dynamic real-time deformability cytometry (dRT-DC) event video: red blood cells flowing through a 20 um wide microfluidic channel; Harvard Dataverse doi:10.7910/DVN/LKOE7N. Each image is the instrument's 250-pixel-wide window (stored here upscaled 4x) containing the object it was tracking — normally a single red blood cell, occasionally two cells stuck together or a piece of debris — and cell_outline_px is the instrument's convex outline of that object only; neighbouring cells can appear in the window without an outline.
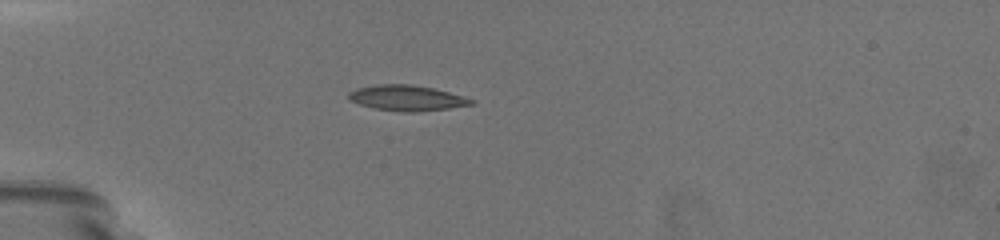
{"species": "common noctule bat (a hibernating species)", "species_latin": "Nyctalus noctula", "temperature_condition": "warm", "stored_images_in_passage": 29, "camera_frame_rate_fps": 3000, "um_per_image_px": 0.085, "animal": {"sex": "female", "body_mass_g": 19.5, "forearm_length_mm": 54.1}, "frame": {"image": 1, "passage_image": 1, "time_ms": 0.0, "image_size_px": [1000, 240], "cell_outline_px": [[476, 100], [472, 104], [448, 108], [412, 112], [404, 112], [376, 108], [360, 104], [348, 100], [348, 92], [356, 88], [380, 84], [412, 84], [432, 88], [448, 92]], "centroid_in_image_um": [34.54, 8.32], "position_along_channel_um": 50.5, "area_um2": 17.98}}
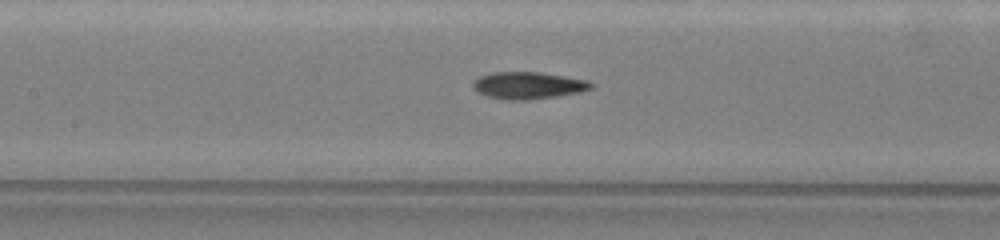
{"frame": {"image": 2, "passage_image": 10, "time_ms": 3.667, "image_size_px": [1000, 240], "cell_outline_px": [[592, 88], [580, 92], [556, 96], [528, 100], [504, 100], [488, 96], [480, 92], [472, 84], [472, 80], [476, 76], [492, 72], [540, 72], [588, 80], [592, 84]], "centroid_in_image_um": [44.87, 7.25], "position_along_channel_um": 162.5, "area_um2": 18.61}}
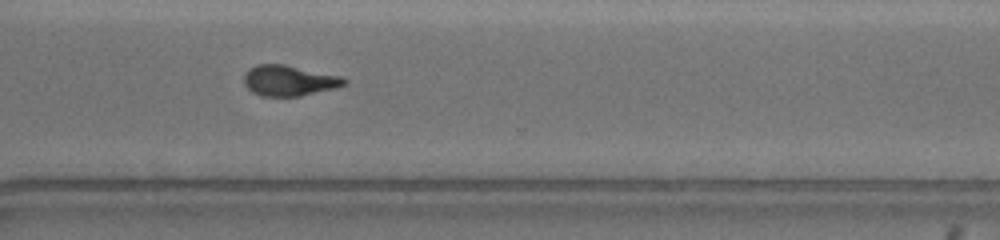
{"frame": {"image": 3, "passage_image": 26, "time_ms": 8.667, "image_size_px": [1000, 240], "cell_outline_px": [[348, 80], [344, 84], [336, 88], [300, 96], [260, 96], [252, 92], [244, 84], [244, 76], [256, 64], [284, 64], [340, 76]], "centroid_in_image_um": [24.57, 6.86], "position_along_channel_um": 346.0, "area_um2": 17.69}, "authors_computed_cell_mechanics": {"area_um2": 18.0914, "velocity_mm_per_s": 3.6804, "shape_relaxation_time_tau1_ms": 3.6668, "shape_relaxation_time_tau2_ms": 2.716, "deformation_change_tau1": 0.161, "deformation_change_tau2": 0.0996}}